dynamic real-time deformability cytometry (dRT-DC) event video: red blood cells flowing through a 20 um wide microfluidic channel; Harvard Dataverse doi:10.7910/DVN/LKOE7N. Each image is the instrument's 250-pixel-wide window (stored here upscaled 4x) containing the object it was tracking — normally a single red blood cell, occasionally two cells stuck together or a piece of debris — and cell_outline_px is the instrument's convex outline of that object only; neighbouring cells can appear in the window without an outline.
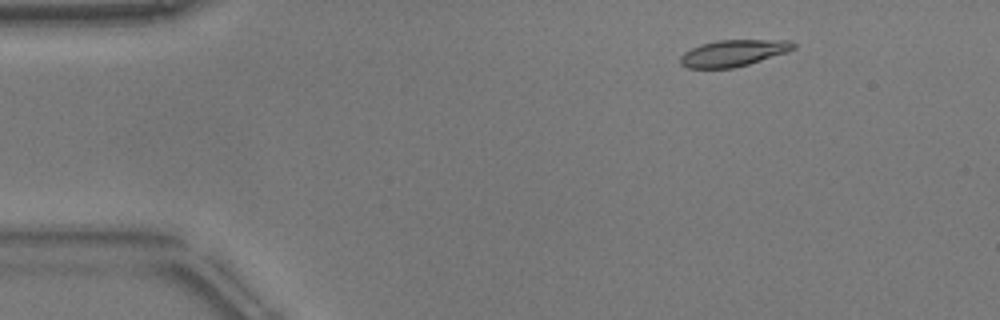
{"species": "common noctule bat (a hibernating species)", "species_latin": "Nyctalus noctula", "temperature_condition": "warm", "stored_images_in_passage": 52, "segment_of_instrument_passage": [1, 2], "camera_frame_rate_fps": 3000, "um_per_image_px": 0.085, "animal": {"sex": "male", "body_mass_g": 17.9}, "frame": {"image": 1, "passage_image": 5, "time_ms": 1.333, "image_size_px": [1000, 320], "cell_outline_px": [[796, 48], [788, 52], [748, 64], [732, 68], [688, 68], [680, 64], [680, 56], [684, 52], [700, 44], [716, 40], [792, 40], [796, 44]], "centroid_in_image_um": [62.35, 4.5], "position_along_channel_um": 22.6, "area_um2": 17.57}}
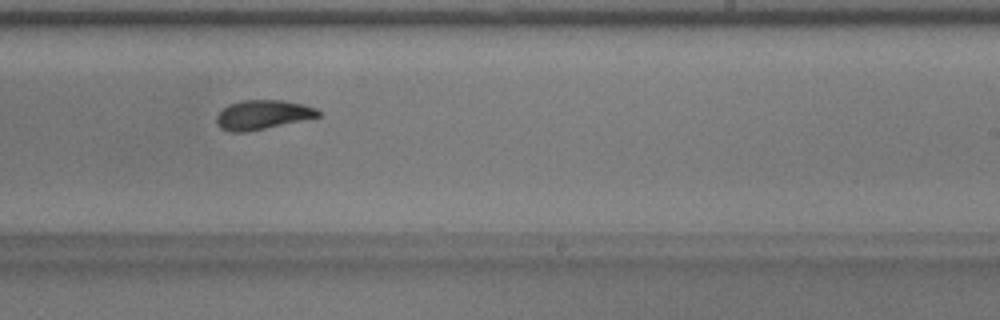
{"frame": {"image": 2, "passage_image": 30, "time_ms": 9.667, "image_size_px": [1000, 320], "cell_outline_px": [[320, 116], [264, 128], [244, 132], [228, 132], [220, 128], [216, 124], [216, 116], [228, 104], [244, 100], [280, 100], [304, 104], [316, 108], [320, 112]], "centroid_in_image_um": [22.28, 9.75], "position_along_channel_um": 266.7, "area_um2": 17.17}}
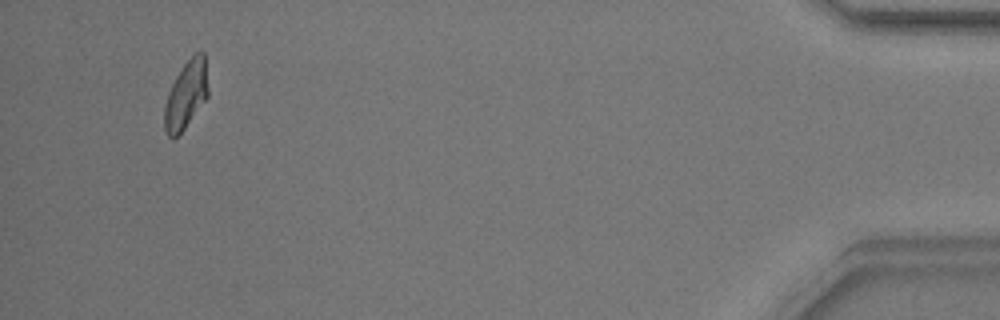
{"frame": {"image": 3, "passage_image": 48, "time_ms": 15.667, "image_size_px": [1000, 320], "cell_outline_px": [[208, 96], [184, 128], [176, 136], [168, 136], [164, 132], [164, 104], [168, 92], [176, 76], [184, 64], [196, 52], [204, 52], [208, 88]], "centroid_in_image_um": [15.8, 8.06], "position_along_channel_um": 419.4, "area_um2": 16.99}}